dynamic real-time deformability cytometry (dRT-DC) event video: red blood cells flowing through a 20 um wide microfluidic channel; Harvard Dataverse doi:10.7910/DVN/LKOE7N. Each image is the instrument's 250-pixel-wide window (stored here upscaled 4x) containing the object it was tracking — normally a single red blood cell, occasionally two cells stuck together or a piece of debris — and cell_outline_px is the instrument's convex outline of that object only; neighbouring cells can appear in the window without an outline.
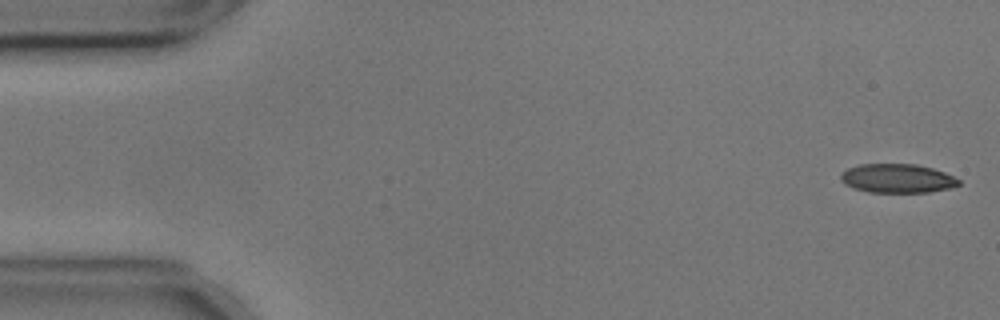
{"species": "common noctule bat (a hibernating species)", "species_latin": "Nyctalus noctula", "temperature_condition": "cold", "stored_images_in_passage": 41, "camera_frame_rate_fps": 3000, "um_per_image_px": 0.085, "animal": {"sex": "male", "body_mass_g": 17.9, "forearm_length_mm": 54.2}, "frame": {"image": 1, "passage_image": 1, "time_ms": 0.0, "image_size_px": [1000, 320], "cell_outline_px": [[960, 184], [948, 188], [928, 192], [868, 192], [852, 188], [844, 184], [840, 180], [840, 172], [848, 168], [860, 164], [916, 164], [932, 168], [944, 172], [960, 180]], "centroid_in_image_um": [76.21, 15.16], "position_along_channel_um": 8.8, "area_um2": 19.94}}
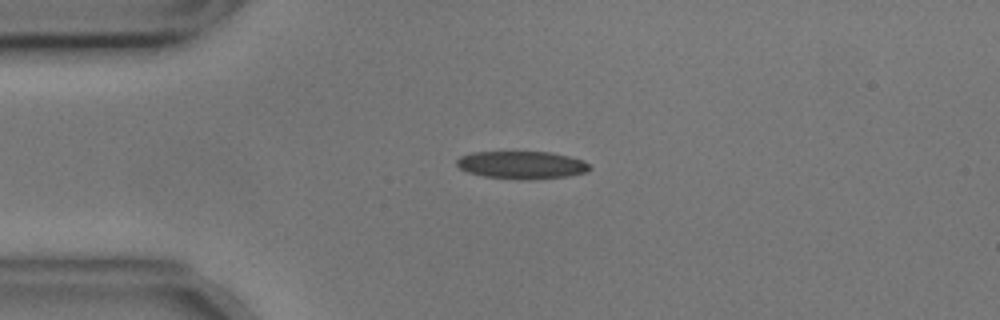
{"frame": {"image": 2, "passage_image": 12, "time_ms": 3.667, "image_size_px": [1000, 320], "cell_outline_px": [[592, 168], [584, 172], [568, 176], [532, 180], [528, 180], [484, 176], [468, 172], [460, 168], [456, 164], [456, 160], [460, 156], [472, 152], [552, 152], [568, 156], [580, 160], [588, 164]], "centroid_in_image_um": [44.33, 14.02], "position_along_channel_um": 40.7, "area_um2": 21.33}, "authors_computed_cell_mechanics": {"area_um2": 21.2704, "velocity_mm_per_s": 3.5787, "shape_relaxation_time_tau1_ms": 8.719, "shape_relaxation_time_tau2_ms": 2.7467, "deformation_change_tau1": 0.1859, "deformation_change_tau2": 0.0919}}